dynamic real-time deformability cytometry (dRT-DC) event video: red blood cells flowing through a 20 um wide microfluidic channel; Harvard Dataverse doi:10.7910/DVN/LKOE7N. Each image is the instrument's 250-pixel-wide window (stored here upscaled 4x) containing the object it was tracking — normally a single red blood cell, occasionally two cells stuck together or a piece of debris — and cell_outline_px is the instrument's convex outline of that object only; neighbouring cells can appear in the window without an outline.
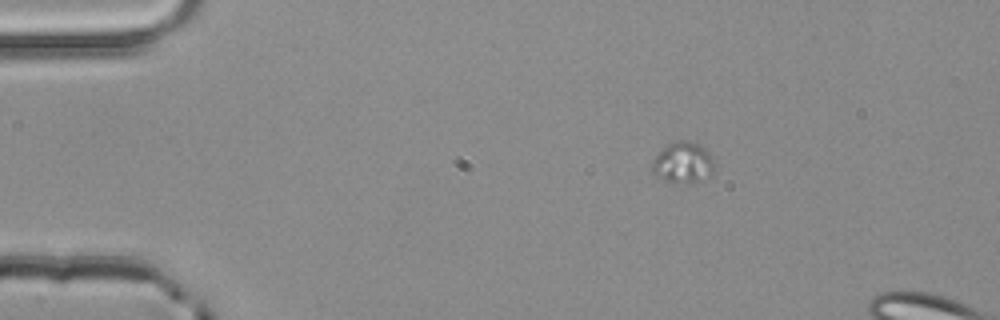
{"species": "common noctule bat (a hibernating species)", "species_latin": "Nyctalus noctula", "temperature_condition": "room temperature", "stored_images_in_passage": 3, "camera_frame_rate_fps": 3000, "um_per_image_px": 0.085, "animal": {"sex": "male", "body_mass_g": 20.4}, "frame": {"image": 1, "passage_image": 3, "time_ms": 0.667, "image_size_px": [1000, 320], "cell_outline_px": [[712, 168], [708, 176], [700, 180], [664, 180], [656, 176], [652, 172], [652, 160], [668, 144], [680, 140], [688, 140], [700, 144], [712, 156]], "centroid_in_image_um": [58.02, 13.76], "position_along_channel_um": 27.0, "area_um2": 14.1}}